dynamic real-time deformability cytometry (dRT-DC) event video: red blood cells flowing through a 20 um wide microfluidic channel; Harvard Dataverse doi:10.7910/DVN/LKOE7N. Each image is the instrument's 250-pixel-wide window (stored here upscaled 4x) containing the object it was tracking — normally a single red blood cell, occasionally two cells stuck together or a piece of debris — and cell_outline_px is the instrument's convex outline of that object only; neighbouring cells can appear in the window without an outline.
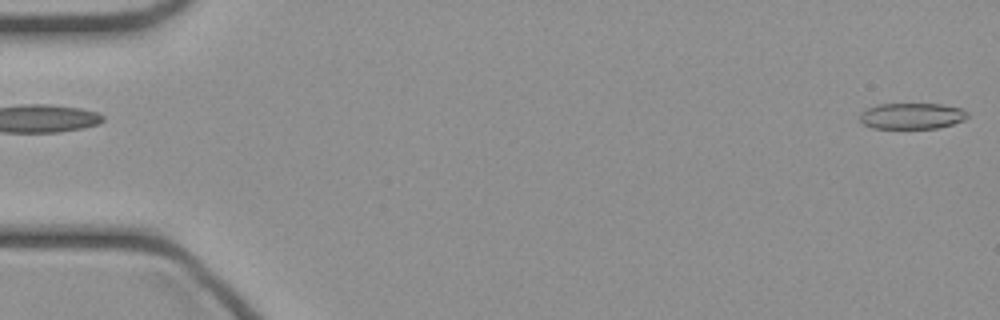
{"species": "common noctule bat (a hibernating species)", "species_latin": "Nyctalus noctula", "temperature_condition": "cold", "stored_images_in_passage": 47, "camera_frame_rate_fps": 3000, "um_per_image_px": 0.085, "animal": {"sex": "female", "body_mass_g": 21.9}, "frame": {"image": 1, "passage_image": 1, "time_ms": 0.0, "image_size_px": [1000, 320], "cell_outline_px": [[972, 116], [964, 120], [952, 124], [936, 128], [872, 128], [864, 124], [860, 120], [860, 112], [868, 108], [880, 104], [940, 104], [960, 108], [968, 112]], "centroid_in_image_um": [77.54, 9.86], "position_along_channel_um": 7.5, "area_um2": 16.36}}
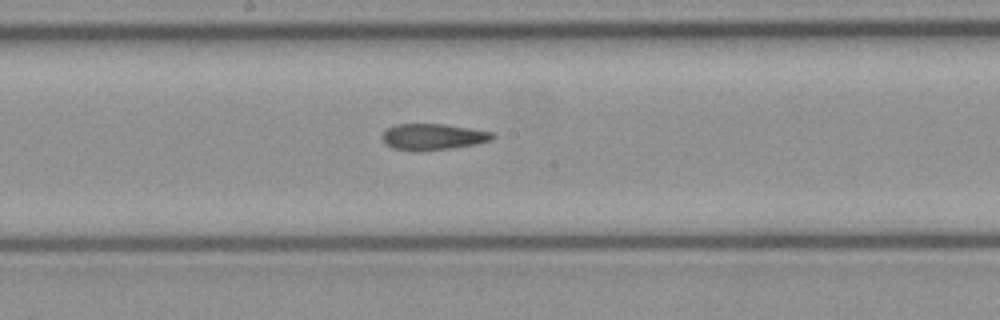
{"frame": {"image": 2, "passage_image": 25, "time_ms": 8.0, "image_size_px": [1000, 320], "cell_outline_px": [[496, 136], [492, 140], [476, 144], [448, 148], [416, 152], [392, 148], [384, 144], [380, 136], [388, 128], [396, 124], [444, 124], [492, 132]], "centroid_in_image_um": [36.75, 11.64], "position_along_channel_um": 211.4, "area_um2": 16.94}}
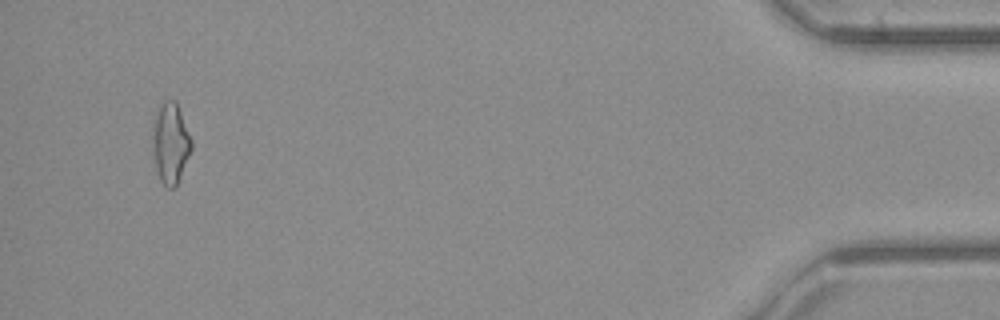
{"frame": {"image": 3, "passage_image": 45, "time_ms": 14.667, "image_size_px": [1000, 320], "cell_outline_px": [[192, 148], [176, 188], [168, 188], [160, 180], [156, 168], [152, 148], [152, 124], [160, 104], [164, 100], [176, 100], [192, 140]], "centroid_in_image_um": [14.48, 12.16], "position_along_channel_um": 420.7, "area_um2": 18.44}}